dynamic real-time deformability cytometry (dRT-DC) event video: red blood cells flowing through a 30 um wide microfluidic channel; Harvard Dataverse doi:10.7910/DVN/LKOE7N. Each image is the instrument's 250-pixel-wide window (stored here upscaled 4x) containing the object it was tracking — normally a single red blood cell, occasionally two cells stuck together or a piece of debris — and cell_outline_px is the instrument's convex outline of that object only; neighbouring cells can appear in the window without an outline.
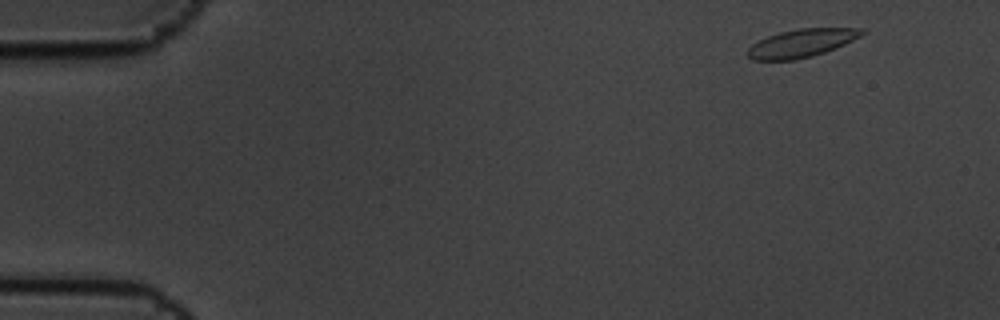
{"species": "common noctule bat (a hibernating species)", "species_latin": "Nyctalus noctula", "temperature_condition": "cold", "stored_images_in_passage": 8, "camera_frame_rate_fps": 3000, "um_per_image_px": 0.085, "animal": {"sex": "male", "body_mass_g": 19.5, "forearm_length_mm": 54.6}, "frame": {"image": 1, "passage_image": 1, "time_ms": 0.0, "image_size_px": [1000, 320], "cell_outline_px": [[868, 32], [836, 48], [812, 56], [796, 60], [752, 60], [748, 56], [748, 48], [752, 44], [768, 36], [780, 32], [800, 28], [860, 28]], "centroid_in_image_um": [68.14, 3.67], "position_along_channel_um": 16.9, "area_um2": 18.61}}
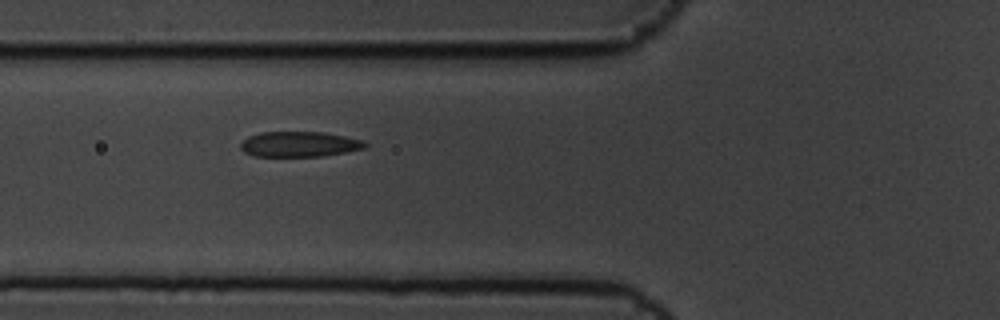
{"frame": {"image": 2, "passage_image": 6, "time_ms": 1.667, "image_size_px": [1000, 320], "cell_outline_px": [[368, 144], [364, 148], [324, 156], [256, 156], [244, 152], [240, 148], [240, 144], [248, 136], [260, 132], [324, 132], [364, 140]], "centroid_in_image_um": [25.44, 12.25], "position_along_channel_um": 100.4, "area_um2": 18.32}}
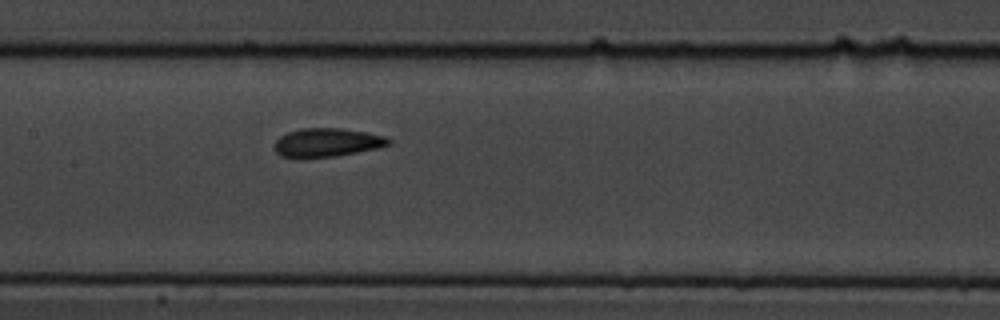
{"frame": {"image": 3, "passage_image": 8, "time_ms": 2.333, "image_size_px": [1000, 320], "cell_outline_px": [[392, 144], [380, 148], [336, 156], [296, 160], [280, 156], [272, 148], [276, 140], [280, 136], [288, 132], [300, 128], [340, 128], [364, 132], [384, 136], [392, 140]], "centroid_in_image_um": [27.74, 12.15], "position_along_channel_um": 179.7, "area_um2": 19.65}}